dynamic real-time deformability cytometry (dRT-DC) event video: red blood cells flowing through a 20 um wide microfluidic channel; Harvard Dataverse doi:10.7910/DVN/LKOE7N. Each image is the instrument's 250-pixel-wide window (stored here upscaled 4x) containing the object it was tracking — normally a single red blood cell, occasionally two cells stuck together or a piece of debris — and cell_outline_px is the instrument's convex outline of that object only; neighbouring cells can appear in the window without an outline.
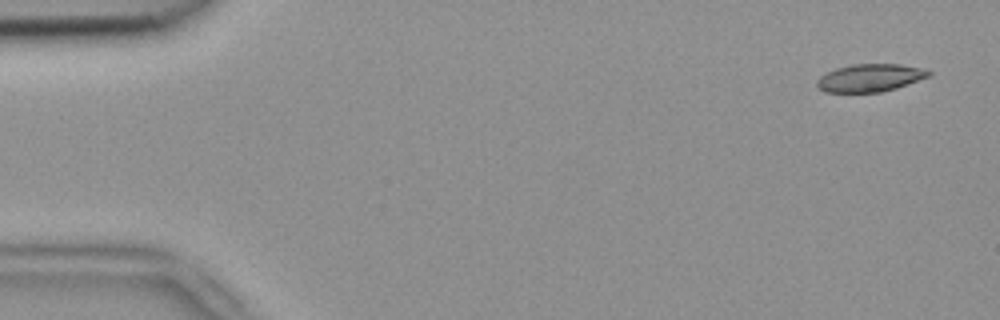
{"species": "common noctule bat (a hibernating species)", "species_latin": "Nyctalus noctula", "temperature_condition": "room temperature", "stored_images_in_passage": 8, "camera_frame_rate_fps": 3000, "um_per_image_px": 0.085, "animal": {"sex": "female", "body_mass_g": 18.4}, "frame": {"image": 1, "passage_image": 1, "time_ms": 0.0, "image_size_px": [1000, 320], "cell_outline_px": [[932, 76], [896, 88], [880, 92], [824, 92], [816, 84], [816, 80], [820, 76], [836, 68], [852, 64], [900, 64], [924, 68], [932, 72]], "centroid_in_image_um": [73.99, 6.61], "position_along_channel_um": 11.0, "area_um2": 18.15}}
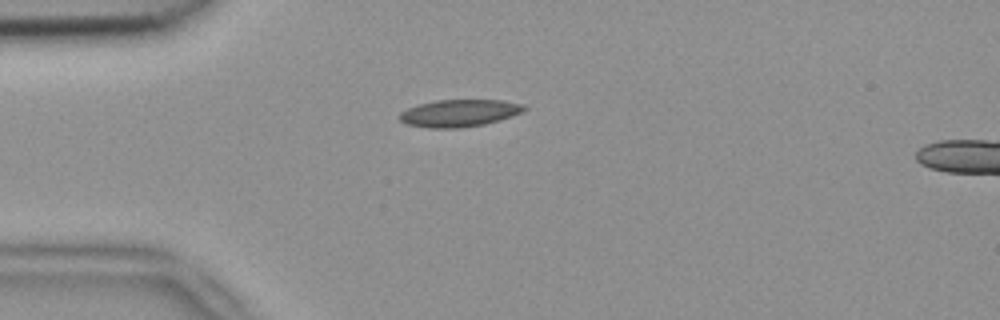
{"frame": {"image": 2, "passage_image": 4, "time_ms": 1.0, "image_size_px": [1000, 320], "cell_outline_px": [[528, 108], [524, 112], [500, 120], [484, 124], [460, 128], [428, 128], [408, 124], [400, 120], [400, 112], [408, 108], [420, 104], [436, 100], [500, 100], [524, 104]], "centroid_in_image_um": [39.08, 9.61], "position_along_channel_um": 45.9, "area_um2": 19.77}}
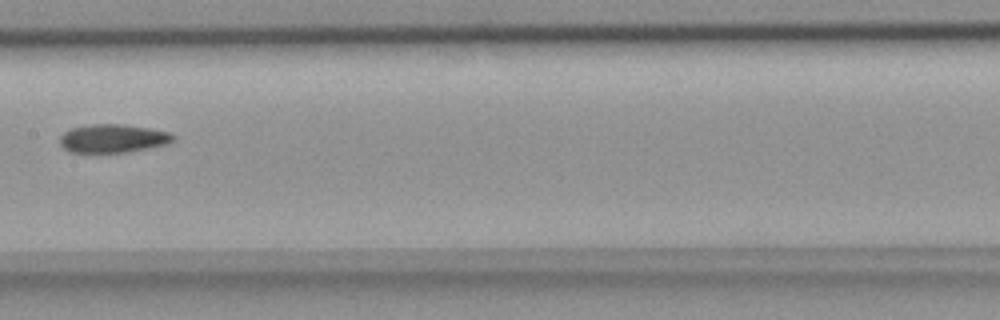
{"frame": {"image": 3, "passage_image": 8, "time_ms": 2.333, "image_size_px": [1000, 320], "cell_outline_px": [[176, 136], [168, 144], [148, 148], [124, 152], [68, 152], [60, 144], [60, 136], [64, 132], [72, 128], [92, 124], [120, 124], [148, 128], [168, 132]], "centroid_in_image_um": [9.58, 11.77], "position_along_channel_um": 197.8, "area_um2": 18.55}}